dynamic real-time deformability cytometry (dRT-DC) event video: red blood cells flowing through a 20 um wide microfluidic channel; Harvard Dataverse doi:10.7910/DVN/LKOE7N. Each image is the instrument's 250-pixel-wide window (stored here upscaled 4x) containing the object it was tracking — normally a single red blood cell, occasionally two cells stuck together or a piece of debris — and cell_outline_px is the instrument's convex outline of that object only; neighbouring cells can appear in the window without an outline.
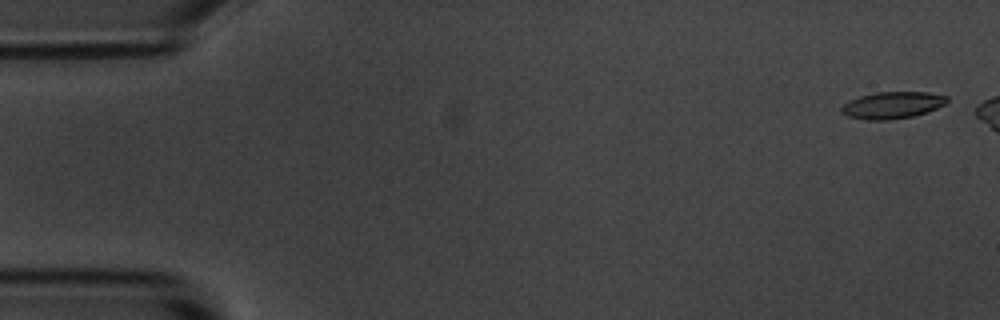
{"species": "common noctule bat (a hibernating species)", "species_latin": "Nyctalus noctula", "temperature_condition": "room temperature", "stored_images_in_passage": 8, "camera_frame_rate_fps": 3000, "um_per_image_px": 0.085, "animal": {"sex": "male", "body_mass_g": 20.1, "forearm_length_mm": 53.5}, "frame": {"image": 1, "passage_image": 1, "time_ms": 0.0, "image_size_px": [1000, 320], "cell_outline_px": [[948, 100], [944, 104], [928, 112], [912, 116], [888, 120], [864, 120], [848, 116], [840, 112], [840, 108], [844, 104], [860, 96], [876, 92], [928, 92], [948, 96]], "centroid_in_image_um": [75.85, 8.94], "position_along_channel_um": 9.2, "area_um2": 16.47}}
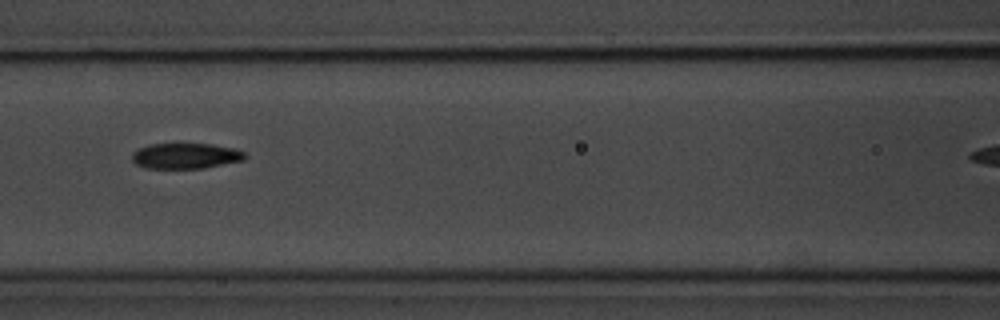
{"frame": {"image": 2, "passage_image": 7, "time_ms": 7.333, "image_size_px": [1000, 320], "cell_outline_px": [[248, 156], [244, 160], [204, 168], [144, 168], [136, 164], [132, 160], [132, 152], [148, 144], [212, 144], [232, 148], [244, 152]], "centroid_in_image_um": [15.77, 13.25], "position_along_channel_um": 150.8, "area_um2": 16.82}}